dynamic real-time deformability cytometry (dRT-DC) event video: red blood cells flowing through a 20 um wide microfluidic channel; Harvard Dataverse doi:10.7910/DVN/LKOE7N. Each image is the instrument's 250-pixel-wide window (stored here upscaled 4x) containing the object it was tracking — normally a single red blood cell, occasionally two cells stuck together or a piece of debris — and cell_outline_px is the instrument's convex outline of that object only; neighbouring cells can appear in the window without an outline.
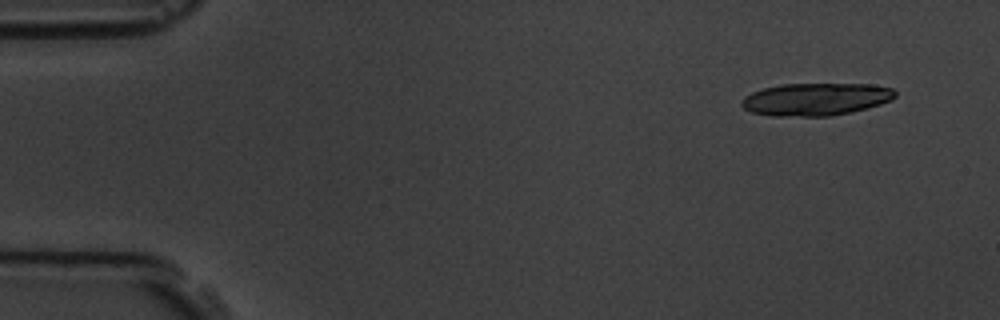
{"species": "common noctule bat (a hibernating species)", "species_latin": "Nyctalus noctula", "temperature_condition": "room temperature", "stored_images_in_passage": 8, "camera_frame_rate_fps": 3000, "um_per_image_px": 0.085, "animal": {"sex": "male", "body_mass_g": 19.5, "forearm_length_mm": 54.6}, "frame": {"image": 1, "passage_image": 1, "time_ms": 0.0, "image_size_px": [1000, 320], "cell_outline_px": [[896, 96], [892, 100], [868, 108], [832, 116], [772, 116], [752, 112], [744, 108], [740, 104], [744, 96], [752, 92], [764, 88], [784, 84], [872, 84], [892, 88], [896, 92]], "centroid_in_image_um": [69.36, 8.43], "position_along_channel_um": 15.6, "area_um2": 29.19}}
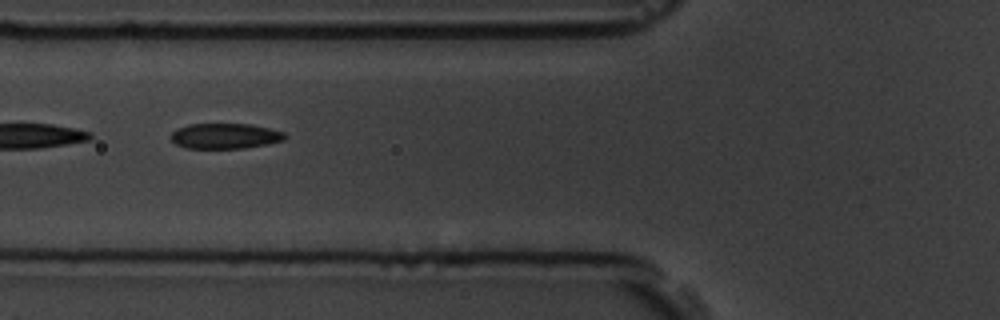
{"frame": {"image": 2, "passage_image": 6, "time_ms": 5.667, "image_size_px": [1000, 320], "cell_outline_px": [[288, 136], [284, 140], [268, 144], [244, 148], [184, 148], [176, 144], [168, 136], [176, 128], [188, 124], [252, 124], [284, 132]], "centroid_in_image_um": [19.11, 11.56], "position_along_channel_um": 106.7, "area_um2": 17.05}}
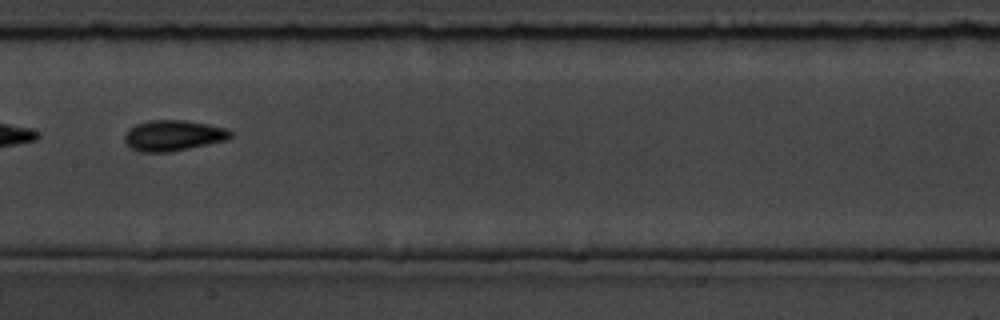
{"frame": {"image": 3, "passage_image": 8, "time_ms": 8.0, "image_size_px": [1000, 320], "cell_outline_px": [[232, 136], [228, 140], [168, 152], [140, 152], [132, 148], [124, 140], [124, 132], [128, 128], [136, 124], [148, 120], [184, 120], [208, 124], [228, 128], [232, 132]], "centroid_in_image_um": [14.72, 11.51], "position_along_channel_um": 192.7, "area_um2": 19.07}}